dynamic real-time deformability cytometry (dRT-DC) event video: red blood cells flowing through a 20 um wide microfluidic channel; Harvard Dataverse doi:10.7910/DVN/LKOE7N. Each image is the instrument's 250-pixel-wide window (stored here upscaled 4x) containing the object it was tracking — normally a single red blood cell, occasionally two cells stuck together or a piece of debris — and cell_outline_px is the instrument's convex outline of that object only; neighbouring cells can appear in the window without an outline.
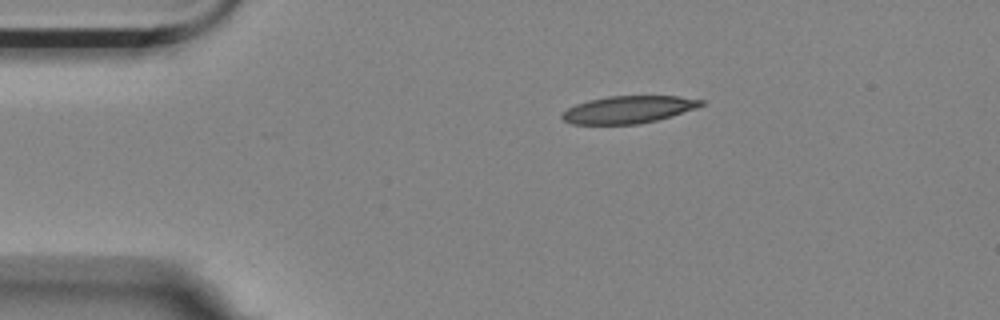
{"species": "Egyptian fruit bat (a non-hibernating species)", "species_latin": "Rousettus aegyptiacus", "temperature_condition": "room temperature", "stored_images_in_passage": 7, "camera_frame_rate_fps": 3000, "um_per_image_px": 0.085, "animal": {"sex": "female"}, "frame": {"image": 1, "passage_image": 1, "time_ms": 0.0, "image_size_px": [1000, 320], "cell_outline_px": [[704, 104], [696, 108], [656, 120], [640, 124], [572, 124], [564, 120], [560, 116], [568, 108], [576, 104], [588, 100], [608, 96], [676, 96], [704, 100]], "centroid_in_image_um": [53.39, 9.31], "position_along_channel_um": 31.6, "area_um2": 21.96}}
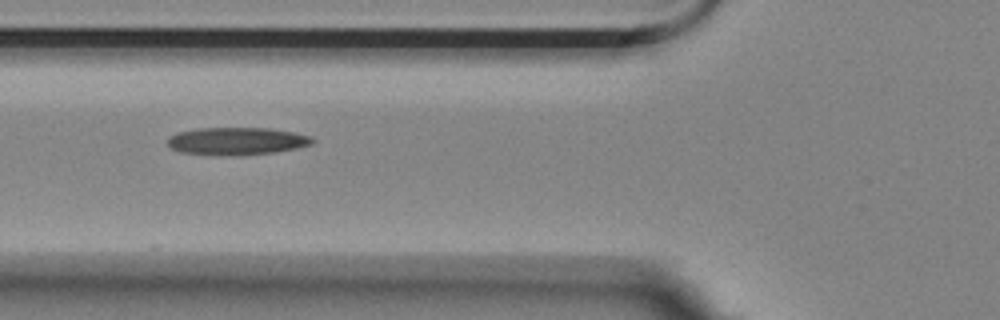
{"frame": {"image": 2, "passage_image": 4, "time_ms": 1.0, "image_size_px": [1000, 320], "cell_outline_px": [[316, 140], [312, 144], [296, 148], [272, 152], [232, 156], [180, 152], [172, 148], [168, 144], [168, 136], [176, 132], [196, 128], [272, 128], [296, 132], [312, 136]], "centroid_in_image_um": [20.14, 11.98], "position_along_channel_um": 105.7, "area_um2": 23.41}}
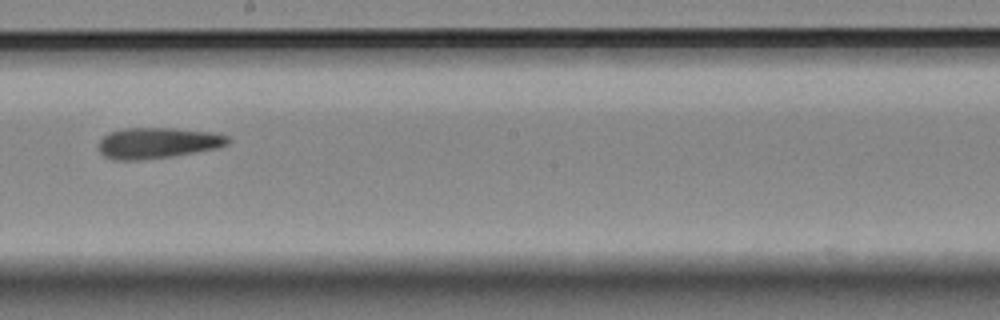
{"frame": {"image": 3, "passage_image": 7, "time_ms": 2.0, "image_size_px": [1000, 320], "cell_outline_px": [[232, 140], [228, 144], [216, 148], [172, 156], [136, 160], [112, 160], [104, 156], [96, 148], [100, 140], [108, 132], [124, 128], [176, 128], [212, 132], [228, 136]], "centroid_in_image_um": [13.36, 12.14], "position_along_channel_um": 234.8, "area_um2": 23.41}}